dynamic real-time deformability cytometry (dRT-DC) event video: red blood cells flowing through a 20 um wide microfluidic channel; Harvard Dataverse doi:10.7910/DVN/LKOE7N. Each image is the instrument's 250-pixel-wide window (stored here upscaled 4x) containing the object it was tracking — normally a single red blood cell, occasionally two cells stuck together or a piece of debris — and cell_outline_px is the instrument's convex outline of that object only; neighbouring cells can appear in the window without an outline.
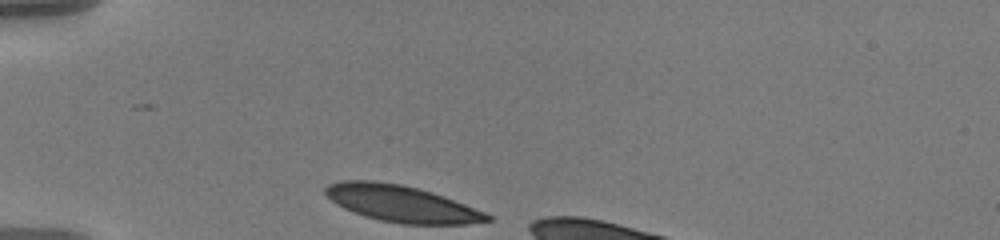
{"species": "human", "species_latin": "Homo sapiens", "temperature_condition": "warm", "stored_images_in_passage": 35, "camera_frame_rate_fps": 3000, "um_per_image_px": 0.085, "donor": {"sex": "male"}, "frame": {"image": 1, "passage_image": 1, "time_ms": 0.0, "image_size_px": [1000, 240], "cell_outline_px": [[492, 220], [468, 224], [400, 224], [380, 220], [364, 216], [352, 212], [336, 204], [324, 192], [324, 188], [328, 184], [340, 180], [376, 180], [400, 184], [432, 192], [464, 204], [484, 212], [492, 216]], "centroid_in_image_um": [34.08, 17.31], "position_along_channel_um": 50.9, "area_um2": 34.39}}
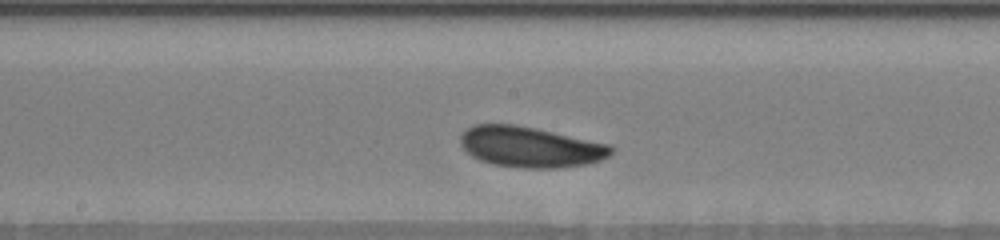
{"frame": {"image": 2, "passage_image": 16, "time_ms": 5.0, "image_size_px": [1000, 240], "cell_outline_px": [[616, 148], [608, 156], [600, 160], [588, 164], [560, 168], [520, 168], [492, 164], [480, 160], [472, 156], [460, 144], [460, 136], [468, 128], [476, 124], [512, 124], [536, 128], [608, 144]], "centroid_in_image_um": [45.08, 12.5], "position_along_channel_um": 203.1, "area_um2": 35.66}}
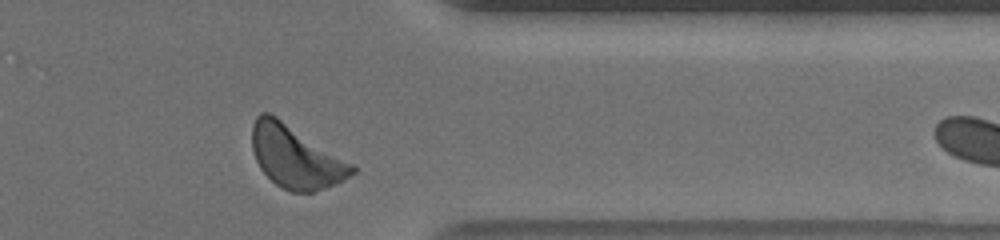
{"frame": {"image": 3, "passage_image": 32, "time_ms": 10.333, "image_size_px": [1000, 240], "cell_outline_px": [[356, 172], [324, 188], [312, 192], [292, 192], [276, 184], [260, 168], [256, 160], [252, 148], [252, 124], [256, 116], [260, 112], [268, 112], [276, 116], [356, 164]], "centroid_in_image_um": [25.13, 13.3], "position_along_channel_um": 386.3, "area_um2": 36.36}}